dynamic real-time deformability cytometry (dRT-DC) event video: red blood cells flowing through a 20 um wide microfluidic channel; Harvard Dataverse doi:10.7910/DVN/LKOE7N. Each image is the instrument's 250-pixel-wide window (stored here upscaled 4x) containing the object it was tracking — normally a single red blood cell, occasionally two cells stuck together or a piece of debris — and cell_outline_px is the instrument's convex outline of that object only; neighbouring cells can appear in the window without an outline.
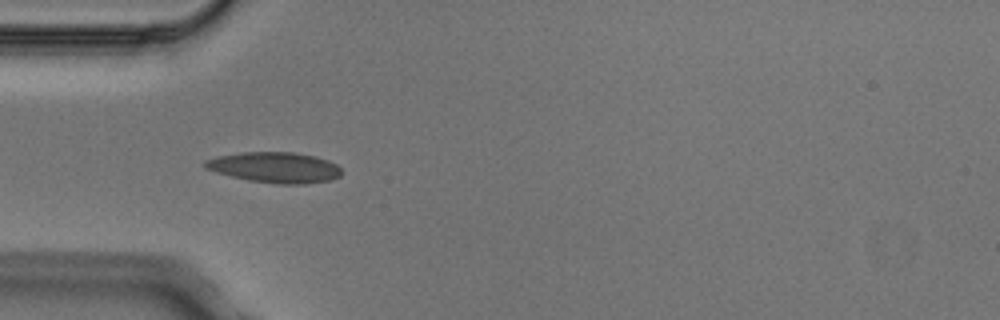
{"species": "Egyptian fruit bat (a non-hibernating species)", "species_latin": "Rousettus aegyptiacus", "temperature_condition": "cold", "stored_images_in_passage": 4, "camera_frame_rate_fps": 3000, "um_per_image_px": 0.085, "animal": {"sex": "male"}, "frame": {"image": 1, "passage_image": 3, "time_ms": 0.667, "image_size_px": [1000, 320], "cell_outline_px": [[340, 176], [328, 180], [304, 184], [280, 184], [248, 180], [216, 172], [204, 168], [204, 160], [220, 156], [244, 152], [292, 152], [316, 156], [328, 160], [336, 164], [340, 168]], "centroid_in_image_um": [23.36, 14.23], "position_along_channel_um": 61.6, "area_um2": 24.16}}
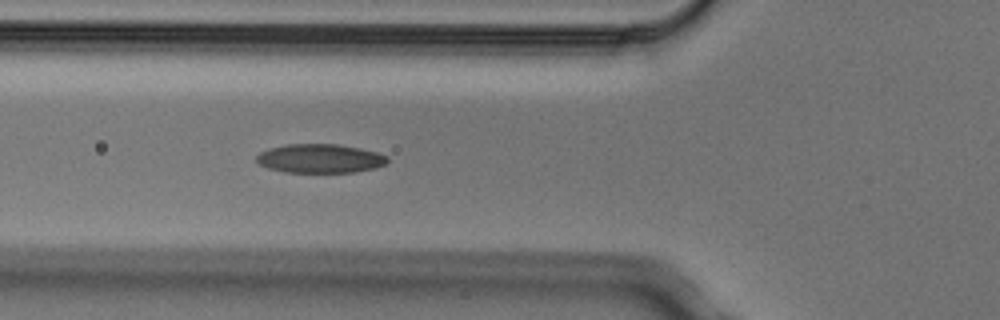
{"frame": {"image": 2, "passage_image": 4, "time_ms": 1.0, "image_size_px": [1000, 320], "cell_outline_px": [[388, 160], [384, 164], [376, 168], [352, 172], [284, 172], [268, 168], [260, 164], [256, 160], [256, 156], [260, 152], [268, 148], [284, 144], [340, 144], [360, 148], [376, 152], [388, 156]], "centroid_in_image_um": [27.18, 13.46], "position_along_channel_um": 98.6, "area_um2": 22.14}}